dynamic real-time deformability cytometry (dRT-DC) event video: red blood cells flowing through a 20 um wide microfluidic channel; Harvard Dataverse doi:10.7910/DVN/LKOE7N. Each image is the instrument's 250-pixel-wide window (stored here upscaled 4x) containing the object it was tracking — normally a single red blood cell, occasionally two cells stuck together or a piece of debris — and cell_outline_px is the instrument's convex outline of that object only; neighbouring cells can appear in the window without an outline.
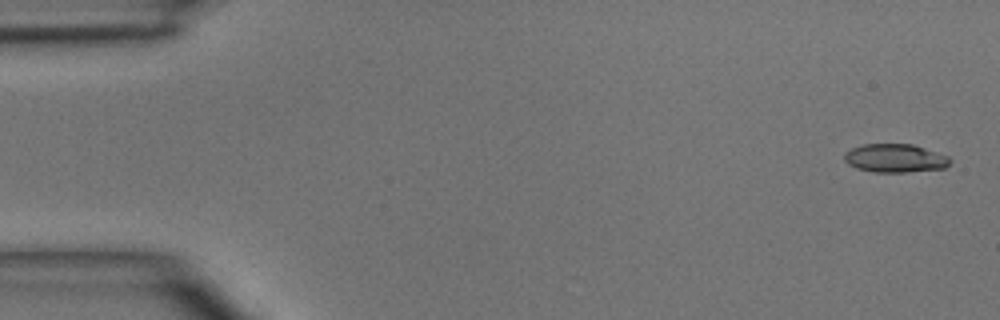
{"species": "common noctule bat (a hibernating species)", "species_latin": "Nyctalus noctula", "temperature_condition": "room temperature", "stored_images_in_passage": 5, "camera_frame_rate_fps": 3000, "um_per_image_px": 0.085, "animal": {"sex": "male", "body_mass_g": 15.6}, "frame": {"image": 1, "passage_image": 1, "time_ms": 0.0, "image_size_px": [1000, 320], "cell_outline_px": [[952, 160], [944, 168], [904, 172], [872, 172], [856, 168], [848, 164], [844, 160], [844, 152], [852, 148], [864, 144], [912, 144], [948, 156]], "centroid_in_image_um": [76.05, 13.45], "position_along_channel_um": 9.0, "area_um2": 17.46}}
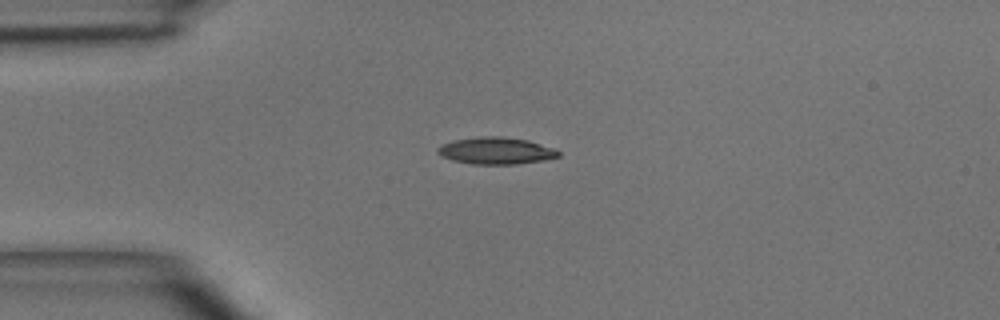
{"frame": {"image": 2, "passage_image": 3, "time_ms": 3.333, "image_size_px": [1000, 320], "cell_outline_px": [[560, 156], [544, 160], [516, 164], [472, 164], [452, 160], [440, 156], [436, 152], [436, 148], [452, 140], [480, 136], [500, 136], [528, 140], [556, 148], [560, 152]], "centroid_in_image_um": [42.16, 12.81], "position_along_channel_um": 42.8, "area_um2": 19.13}}